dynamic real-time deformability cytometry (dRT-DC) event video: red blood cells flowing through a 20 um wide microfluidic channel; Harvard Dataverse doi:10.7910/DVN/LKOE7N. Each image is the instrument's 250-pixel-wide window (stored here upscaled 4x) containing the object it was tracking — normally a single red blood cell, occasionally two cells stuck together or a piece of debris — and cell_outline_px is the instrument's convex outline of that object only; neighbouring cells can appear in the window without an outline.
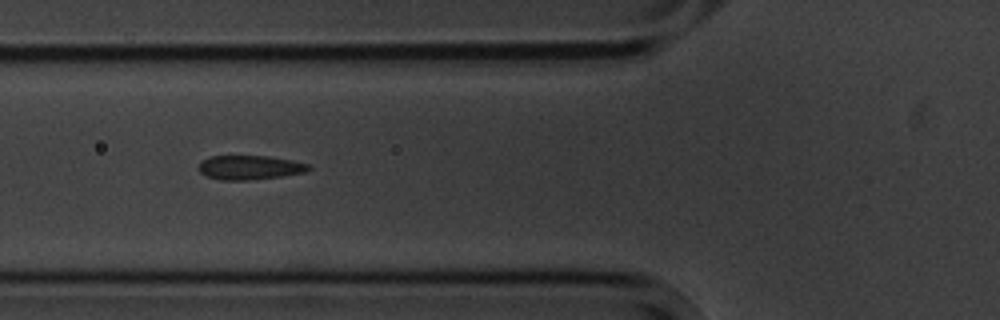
{"species": "common noctule bat (a hibernating species)", "species_latin": "Nyctalus noctula", "temperature_condition": "cold", "stored_images_in_passage": 8, "camera_frame_rate_fps": 3000, "um_per_image_px": 0.085, "animal": {"sex": "male", "body_mass_g": 20.1, "forearm_length_mm": 53.5}, "frame": {"image": 1, "passage_image": 5, "time_ms": 4.667, "image_size_px": [1000, 320], "cell_outline_px": [[312, 168], [308, 172], [280, 176], [248, 180], [220, 180], [208, 176], [200, 172], [196, 168], [204, 160], [212, 156], [268, 156], [292, 160], [308, 164]], "centroid_in_image_um": [21.25, 14.24], "position_along_channel_um": 104.5, "area_um2": 15.43}}
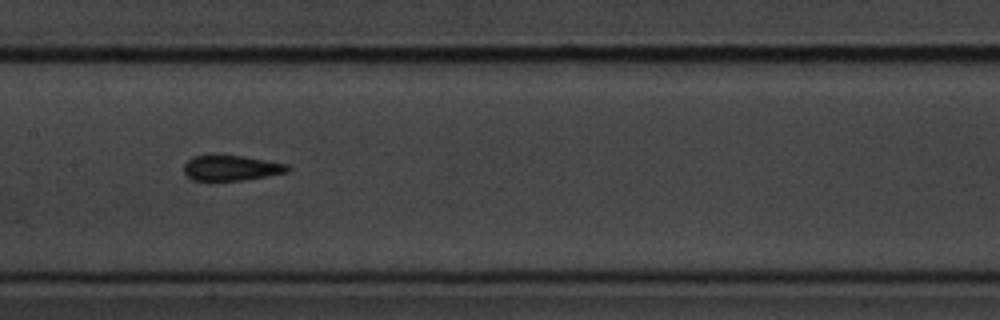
{"frame": {"image": 2, "passage_image": 7, "time_ms": 7.0, "image_size_px": [1000, 320], "cell_outline_px": [[292, 168], [288, 172], [240, 180], [192, 180], [184, 172], [184, 164], [188, 160], [196, 156], [244, 156], [288, 164]], "centroid_in_image_um": [19.69, 14.28], "position_along_channel_um": 187.7, "area_um2": 14.97}}
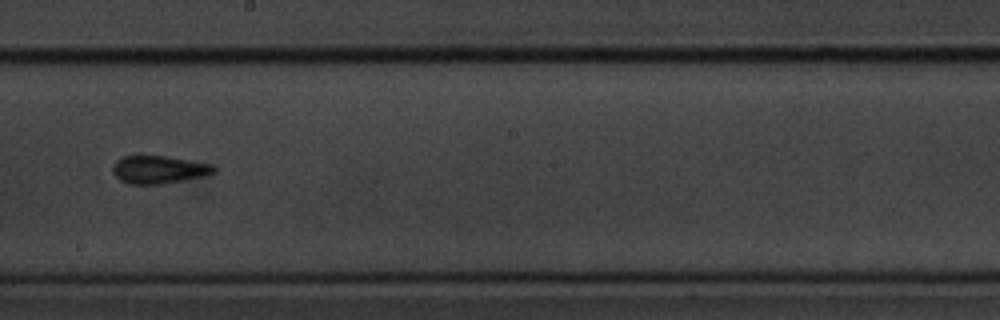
{"frame": {"image": 3, "passage_image": 8, "time_ms": 8.333, "image_size_px": [1000, 320], "cell_outline_px": [[216, 172], [200, 176], [160, 184], [128, 184], [120, 180], [112, 172], [112, 164], [116, 160], [124, 156], [164, 156], [212, 164], [216, 168]], "centroid_in_image_um": [13.44, 14.41], "position_along_channel_um": 234.8, "area_um2": 16.18}}